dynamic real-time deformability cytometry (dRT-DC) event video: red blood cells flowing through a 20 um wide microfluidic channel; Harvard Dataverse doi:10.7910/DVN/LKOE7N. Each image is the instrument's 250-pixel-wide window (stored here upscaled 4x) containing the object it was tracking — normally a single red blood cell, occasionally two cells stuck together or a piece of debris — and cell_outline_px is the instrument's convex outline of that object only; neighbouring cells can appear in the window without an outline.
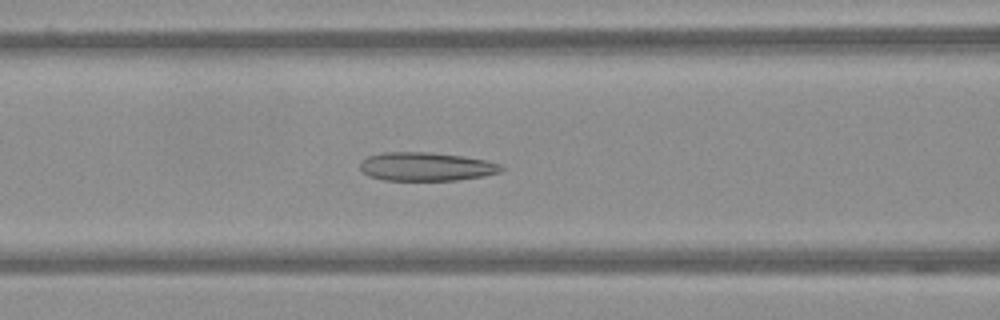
{"species": "Egyptian fruit bat (a non-hibernating species)", "species_latin": "Rousettus aegyptiacus", "temperature_condition": "warm", "stored_images_in_passage": 57, "camera_frame_rate_fps": 3000, "um_per_image_px": 0.085, "frame": {"image": 1, "passage_image": 24, "time_ms": 7.667, "image_size_px": [1000, 320], "cell_outline_px": [[504, 168], [500, 172], [484, 176], [456, 180], [384, 180], [368, 176], [360, 168], [360, 164], [368, 156], [380, 152], [432, 152], [464, 156], [484, 160], [500, 164]], "centroid_in_image_um": [36.22, 14.15], "position_along_channel_um": 130.4, "area_um2": 23.52}}
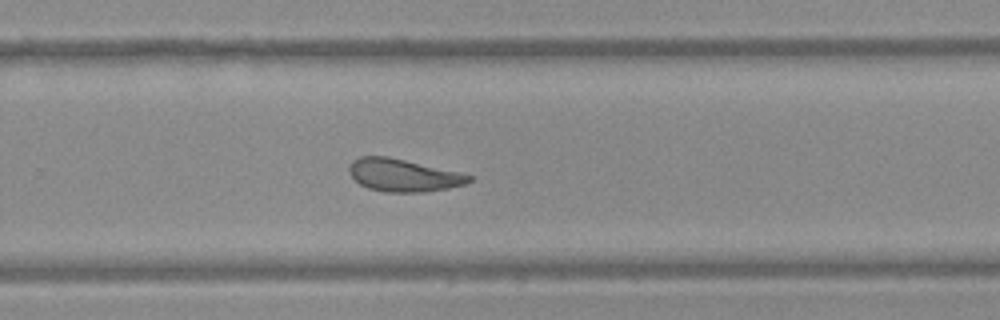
{"frame": {"image": 2, "passage_image": 38, "time_ms": 12.333, "image_size_px": [1000, 320], "cell_outline_px": [[472, 180], [464, 184], [448, 188], [424, 192], [384, 192], [368, 188], [360, 184], [348, 172], [348, 168], [352, 160], [360, 156], [388, 156], [460, 172], [472, 176]], "centroid_in_image_um": [34.26, 14.89], "position_along_channel_um": 295.5, "area_um2": 22.77}}
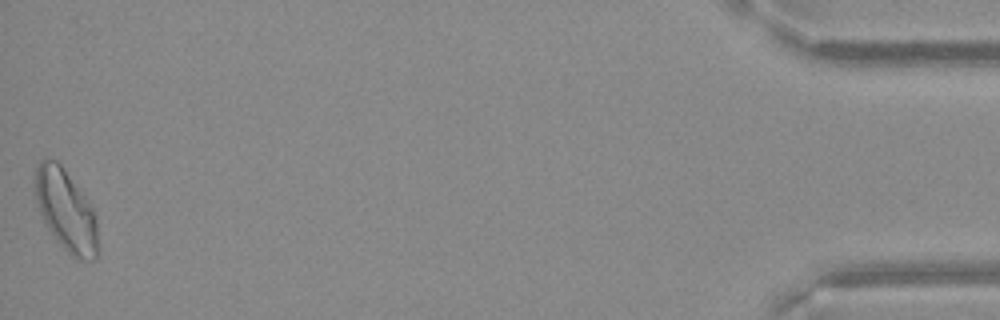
{"frame": {"image": 3, "passage_image": 57, "time_ms": 18.667, "image_size_px": [1000, 320], "cell_outline_px": [[100, 252], [96, 260], [80, 260], [72, 256], [60, 244], [48, 228], [40, 212], [36, 200], [36, 168], [40, 160], [44, 156], [56, 160], [60, 164], [84, 196], [92, 208], [96, 216]], "centroid_in_image_um": [5.65, 17.93], "position_along_channel_um": 429.6, "area_um2": 29.71}}